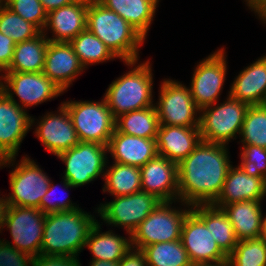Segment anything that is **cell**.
Instances as JSON below:
<instances>
[{
    "label": "cell",
    "mask_w": 266,
    "mask_h": 266,
    "mask_svg": "<svg viewBox=\"0 0 266 266\" xmlns=\"http://www.w3.org/2000/svg\"><path fill=\"white\" fill-rule=\"evenodd\" d=\"M231 166L227 145L201 141L178 164L179 201L190 206L212 204Z\"/></svg>",
    "instance_id": "6da1fadb"
},
{
    "label": "cell",
    "mask_w": 266,
    "mask_h": 266,
    "mask_svg": "<svg viewBox=\"0 0 266 266\" xmlns=\"http://www.w3.org/2000/svg\"><path fill=\"white\" fill-rule=\"evenodd\" d=\"M97 219L78 208L46 214L40 255L78 257Z\"/></svg>",
    "instance_id": "7a4b0ae2"
},
{
    "label": "cell",
    "mask_w": 266,
    "mask_h": 266,
    "mask_svg": "<svg viewBox=\"0 0 266 266\" xmlns=\"http://www.w3.org/2000/svg\"><path fill=\"white\" fill-rule=\"evenodd\" d=\"M87 28L123 62L139 60V48L145 38L100 2L88 3Z\"/></svg>",
    "instance_id": "3957f363"
},
{
    "label": "cell",
    "mask_w": 266,
    "mask_h": 266,
    "mask_svg": "<svg viewBox=\"0 0 266 266\" xmlns=\"http://www.w3.org/2000/svg\"><path fill=\"white\" fill-rule=\"evenodd\" d=\"M137 62H124L133 69L116 78L103 96L115 119L122 114L155 105L152 64L149 60L140 64Z\"/></svg>",
    "instance_id": "277c9868"
},
{
    "label": "cell",
    "mask_w": 266,
    "mask_h": 266,
    "mask_svg": "<svg viewBox=\"0 0 266 266\" xmlns=\"http://www.w3.org/2000/svg\"><path fill=\"white\" fill-rule=\"evenodd\" d=\"M249 105L227 96L223 103L200 109L199 131L203 142L227 145L240 135Z\"/></svg>",
    "instance_id": "5b68a950"
},
{
    "label": "cell",
    "mask_w": 266,
    "mask_h": 266,
    "mask_svg": "<svg viewBox=\"0 0 266 266\" xmlns=\"http://www.w3.org/2000/svg\"><path fill=\"white\" fill-rule=\"evenodd\" d=\"M180 203L184 209H176L173 201L161 202L132 232V248L142 250L148 245L180 240L184 219L192 207Z\"/></svg>",
    "instance_id": "8992f818"
},
{
    "label": "cell",
    "mask_w": 266,
    "mask_h": 266,
    "mask_svg": "<svg viewBox=\"0 0 266 266\" xmlns=\"http://www.w3.org/2000/svg\"><path fill=\"white\" fill-rule=\"evenodd\" d=\"M106 145L95 142H79L78 145L57 155L65 163L64 190L88 184L103 176L108 163Z\"/></svg>",
    "instance_id": "52a82bcc"
},
{
    "label": "cell",
    "mask_w": 266,
    "mask_h": 266,
    "mask_svg": "<svg viewBox=\"0 0 266 266\" xmlns=\"http://www.w3.org/2000/svg\"><path fill=\"white\" fill-rule=\"evenodd\" d=\"M61 104L68 111L79 141L108 145L115 130L116 119L104 97L100 102L68 100Z\"/></svg>",
    "instance_id": "ba28073f"
},
{
    "label": "cell",
    "mask_w": 266,
    "mask_h": 266,
    "mask_svg": "<svg viewBox=\"0 0 266 266\" xmlns=\"http://www.w3.org/2000/svg\"><path fill=\"white\" fill-rule=\"evenodd\" d=\"M155 103L159 125L199 127L200 109L196 106L189 87L172 79L160 84Z\"/></svg>",
    "instance_id": "9c48e42d"
},
{
    "label": "cell",
    "mask_w": 266,
    "mask_h": 266,
    "mask_svg": "<svg viewBox=\"0 0 266 266\" xmlns=\"http://www.w3.org/2000/svg\"><path fill=\"white\" fill-rule=\"evenodd\" d=\"M110 202L101 203L96 213L110 226L123 227L128 235L162 202L156 196L138 191L127 196L114 197Z\"/></svg>",
    "instance_id": "30bf717a"
},
{
    "label": "cell",
    "mask_w": 266,
    "mask_h": 266,
    "mask_svg": "<svg viewBox=\"0 0 266 266\" xmlns=\"http://www.w3.org/2000/svg\"><path fill=\"white\" fill-rule=\"evenodd\" d=\"M16 163L10 175V190L6 196L9 206L40 209L42 197L50 186L49 176L28 155Z\"/></svg>",
    "instance_id": "8fae6325"
},
{
    "label": "cell",
    "mask_w": 266,
    "mask_h": 266,
    "mask_svg": "<svg viewBox=\"0 0 266 266\" xmlns=\"http://www.w3.org/2000/svg\"><path fill=\"white\" fill-rule=\"evenodd\" d=\"M32 128V116L0 89V168L14 167L21 143Z\"/></svg>",
    "instance_id": "7c38bea8"
},
{
    "label": "cell",
    "mask_w": 266,
    "mask_h": 266,
    "mask_svg": "<svg viewBox=\"0 0 266 266\" xmlns=\"http://www.w3.org/2000/svg\"><path fill=\"white\" fill-rule=\"evenodd\" d=\"M0 80V89L24 110L64 93L43 72H4ZM14 95L19 97L20 103Z\"/></svg>",
    "instance_id": "4fadbf2b"
},
{
    "label": "cell",
    "mask_w": 266,
    "mask_h": 266,
    "mask_svg": "<svg viewBox=\"0 0 266 266\" xmlns=\"http://www.w3.org/2000/svg\"><path fill=\"white\" fill-rule=\"evenodd\" d=\"M224 47L201 60L192 74L191 96L199 109L218 102L225 84L227 60Z\"/></svg>",
    "instance_id": "5bb4252c"
},
{
    "label": "cell",
    "mask_w": 266,
    "mask_h": 266,
    "mask_svg": "<svg viewBox=\"0 0 266 266\" xmlns=\"http://www.w3.org/2000/svg\"><path fill=\"white\" fill-rule=\"evenodd\" d=\"M46 214L39 208L9 206L5 225L10 231L14 248L30 254L40 255Z\"/></svg>",
    "instance_id": "9a60e30c"
},
{
    "label": "cell",
    "mask_w": 266,
    "mask_h": 266,
    "mask_svg": "<svg viewBox=\"0 0 266 266\" xmlns=\"http://www.w3.org/2000/svg\"><path fill=\"white\" fill-rule=\"evenodd\" d=\"M57 113L47 112L41 119L32 117V127L36 126L35 135L45 149L55 156L78 145L79 138L67 109L60 104ZM34 123H37L35 125Z\"/></svg>",
    "instance_id": "2e32d148"
},
{
    "label": "cell",
    "mask_w": 266,
    "mask_h": 266,
    "mask_svg": "<svg viewBox=\"0 0 266 266\" xmlns=\"http://www.w3.org/2000/svg\"><path fill=\"white\" fill-rule=\"evenodd\" d=\"M181 242L192 264L214 263L228 258L219 248L205 223L192 210L184 219Z\"/></svg>",
    "instance_id": "e0dca14e"
},
{
    "label": "cell",
    "mask_w": 266,
    "mask_h": 266,
    "mask_svg": "<svg viewBox=\"0 0 266 266\" xmlns=\"http://www.w3.org/2000/svg\"><path fill=\"white\" fill-rule=\"evenodd\" d=\"M141 190L156 196L162 202L179 201L178 164L156 156L140 167Z\"/></svg>",
    "instance_id": "ac0fdd59"
},
{
    "label": "cell",
    "mask_w": 266,
    "mask_h": 266,
    "mask_svg": "<svg viewBox=\"0 0 266 266\" xmlns=\"http://www.w3.org/2000/svg\"><path fill=\"white\" fill-rule=\"evenodd\" d=\"M85 68L70 43L49 41L45 53L43 73L63 92Z\"/></svg>",
    "instance_id": "d6986e66"
},
{
    "label": "cell",
    "mask_w": 266,
    "mask_h": 266,
    "mask_svg": "<svg viewBox=\"0 0 266 266\" xmlns=\"http://www.w3.org/2000/svg\"><path fill=\"white\" fill-rule=\"evenodd\" d=\"M87 8L86 0H77L72 4L50 11L43 30L44 35L51 42L70 43L87 28ZM48 30L52 33L50 38L47 36Z\"/></svg>",
    "instance_id": "ffe728a7"
},
{
    "label": "cell",
    "mask_w": 266,
    "mask_h": 266,
    "mask_svg": "<svg viewBox=\"0 0 266 266\" xmlns=\"http://www.w3.org/2000/svg\"><path fill=\"white\" fill-rule=\"evenodd\" d=\"M266 196V179L247 175L238 165L229 168L221 193L212 205L223 208L240 201H262Z\"/></svg>",
    "instance_id": "44dd1931"
},
{
    "label": "cell",
    "mask_w": 266,
    "mask_h": 266,
    "mask_svg": "<svg viewBox=\"0 0 266 266\" xmlns=\"http://www.w3.org/2000/svg\"><path fill=\"white\" fill-rule=\"evenodd\" d=\"M202 141L199 127L159 125L156 136L158 156L179 164Z\"/></svg>",
    "instance_id": "7402d4cb"
},
{
    "label": "cell",
    "mask_w": 266,
    "mask_h": 266,
    "mask_svg": "<svg viewBox=\"0 0 266 266\" xmlns=\"http://www.w3.org/2000/svg\"><path fill=\"white\" fill-rule=\"evenodd\" d=\"M107 150L113 162L137 167H142L158 155L156 139L126 135L116 128L109 139Z\"/></svg>",
    "instance_id": "603a6c76"
},
{
    "label": "cell",
    "mask_w": 266,
    "mask_h": 266,
    "mask_svg": "<svg viewBox=\"0 0 266 266\" xmlns=\"http://www.w3.org/2000/svg\"><path fill=\"white\" fill-rule=\"evenodd\" d=\"M245 67L230 86L231 98L249 106L266 103V54Z\"/></svg>",
    "instance_id": "cb8c5ba5"
},
{
    "label": "cell",
    "mask_w": 266,
    "mask_h": 266,
    "mask_svg": "<svg viewBox=\"0 0 266 266\" xmlns=\"http://www.w3.org/2000/svg\"><path fill=\"white\" fill-rule=\"evenodd\" d=\"M262 201H240L222 209L229 218L238 241L260 238L262 234Z\"/></svg>",
    "instance_id": "d4e9b609"
},
{
    "label": "cell",
    "mask_w": 266,
    "mask_h": 266,
    "mask_svg": "<svg viewBox=\"0 0 266 266\" xmlns=\"http://www.w3.org/2000/svg\"><path fill=\"white\" fill-rule=\"evenodd\" d=\"M101 225L97 220L91 227L85 247L91 251L92 260L120 261L132 249L131 235L127 238L112 230L102 232Z\"/></svg>",
    "instance_id": "484cf974"
},
{
    "label": "cell",
    "mask_w": 266,
    "mask_h": 266,
    "mask_svg": "<svg viewBox=\"0 0 266 266\" xmlns=\"http://www.w3.org/2000/svg\"><path fill=\"white\" fill-rule=\"evenodd\" d=\"M191 210L205 223L219 248L229 256L238 243L233 226L223 209L212 204L193 205Z\"/></svg>",
    "instance_id": "4316f807"
},
{
    "label": "cell",
    "mask_w": 266,
    "mask_h": 266,
    "mask_svg": "<svg viewBox=\"0 0 266 266\" xmlns=\"http://www.w3.org/2000/svg\"><path fill=\"white\" fill-rule=\"evenodd\" d=\"M160 0H101L109 10L119 14L145 39Z\"/></svg>",
    "instance_id": "83f0119b"
},
{
    "label": "cell",
    "mask_w": 266,
    "mask_h": 266,
    "mask_svg": "<svg viewBox=\"0 0 266 266\" xmlns=\"http://www.w3.org/2000/svg\"><path fill=\"white\" fill-rule=\"evenodd\" d=\"M48 43L43 32L33 39L16 43L13 59L5 72H43Z\"/></svg>",
    "instance_id": "f1b7e54d"
},
{
    "label": "cell",
    "mask_w": 266,
    "mask_h": 266,
    "mask_svg": "<svg viewBox=\"0 0 266 266\" xmlns=\"http://www.w3.org/2000/svg\"><path fill=\"white\" fill-rule=\"evenodd\" d=\"M106 166L103 192L111 196H127L141 191L140 167L121 163Z\"/></svg>",
    "instance_id": "f546056e"
},
{
    "label": "cell",
    "mask_w": 266,
    "mask_h": 266,
    "mask_svg": "<svg viewBox=\"0 0 266 266\" xmlns=\"http://www.w3.org/2000/svg\"><path fill=\"white\" fill-rule=\"evenodd\" d=\"M115 128L126 135L156 139L159 119L155 105L120 115Z\"/></svg>",
    "instance_id": "4dcf8cb0"
},
{
    "label": "cell",
    "mask_w": 266,
    "mask_h": 266,
    "mask_svg": "<svg viewBox=\"0 0 266 266\" xmlns=\"http://www.w3.org/2000/svg\"><path fill=\"white\" fill-rule=\"evenodd\" d=\"M70 44L85 69L89 65L117 59L112 51L88 28L80 32Z\"/></svg>",
    "instance_id": "1f68e13d"
},
{
    "label": "cell",
    "mask_w": 266,
    "mask_h": 266,
    "mask_svg": "<svg viewBox=\"0 0 266 266\" xmlns=\"http://www.w3.org/2000/svg\"><path fill=\"white\" fill-rule=\"evenodd\" d=\"M141 251L145 255L147 266L192 265L181 239L148 245Z\"/></svg>",
    "instance_id": "d6a6232c"
},
{
    "label": "cell",
    "mask_w": 266,
    "mask_h": 266,
    "mask_svg": "<svg viewBox=\"0 0 266 266\" xmlns=\"http://www.w3.org/2000/svg\"><path fill=\"white\" fill-rule=\"evenodd\" d=\"M239 137L242 144L266 148V103L249 106Z\"/></svg>",
    "instance_id": "836d02e7"
},
{
    "label": "cell",
    "mask_w": 266,
    "mask_h": 266,
    "mask_svg": "<svg viewBox=\"0 0 266 266\" xmlns=\"http://www.w3.org/2000/svg\"><path fill=\"white\" fill-rule=\"evenodd\" d=\"M0 32L15 43L33 39L41 33L34 24L13 13L3 3L0 4Z\"/></svg>",
    "instance_id": "e575fe53"
},
{
    "label": "cell",
    "mask_w": 266,
    "mask_h": 266,
    "mask_svg": "<svg viewBox=\"0 0 266 266\" xmlns=\"http://www.w3.org/2000/svg\"><path fill=\"white\" fill-rule=\"evenodd\" d=\"M228 259L231 266H266V241L261 237L238 241Z\"/></svg>",
    "instance_id": "d590c367"
},
{
    "label": "cell",
    "mask_w": 266,
    "mask_h": 266,
    "mask_svg": "<svg viewBox=\"0 0 266 266\" xmlns=\"http://www.w3.org/2000/svg\"><path fill=\"white\" fill-rule=\"evenodd\" d=\"M2 3L43 32L48 13L44 10L40 0H2Z\"/></svg>",
    "instance_id": "8d00e7d4"
},
{
    "label": "cell",
    "mask_w": 266,
    "mask_h": 266,
    "mask_svg": "<svg viewBox=\"0 0 266 266\" xmlns=\"http://www.w3.org/2000/svg\"><path fill=\"white\" fill-rule=\"evenodd\" d=\"M241 163L238 166L249 176L266 179V148L242 144Z\"/></svg>",
    "instance_id": "74e56055"
},
{
    "label": "cell",
    "mask_w": 266,
    "mask_h": 266,
    "mask_svg": "<svg viewBox=\"0 0 266 266\" xmlns=\"http://www.w3.org/2000/svg\"><path fill=\"white\" fill-rule=\"evenodd\" d=\"M33 258L0 239V266H31Z\"/></svg>",
    "instance_id": "f35d334b"
},
{
    "label": "cell",
    "mask_w": 266,
    "mask_h": 266,
    "mask_svg": "<svg viewBox=\"0 0 266 266\" xmlns=\"http://www.w3.org/2000/svg\"><path fill=\"white\" fill-rule=\"evenodd\" d=\"M51 181L52 180H50L49 189L41 199L40 210L45 214H49V213L72 211L78 209L79 205L78 206L77 204L75 205V203H72V201L68 198L62 200V198L60 197L61 199L51 202L50 199H52L54 192H56L57 190L56 188L57 185L55 186L54 183Z\"/></svg>",
    "instance_id": "ab89813d"
},
{
    "label": "cell",
    "mask_w": 266,
    "mask_h": 266,
    "mask_svg": "<svg viewBox=\"0 0 266 266\" xmlns=\"http://www.w3.org/2000/svg\"><path fill=\"white\" fill-rule=\"evenodd\" d=\"M79 257L38 255L33 258L31 266H81Z\"/></svg>",
    "instance_id": "60d3db41"
},
{
    "label": "cell",
    "mask_w": 266,
    "mask_h": 266,
    "mask_svg": "<svg viewBox=\"0 0 266 266\" xmlns=\"http://www.w3.org/2000/svg\"><path fill=\"white\" fill-rule=\"evenodd\" d=\"M15 44L16 43L10 37L0 32V75L4 73L11 64Z\"/></svg>",
    "instance_id": "b9f144b4"
},
{
    "label": "cell",
    "mask_w": 266,
    "mask_h": 266,
    "mask_svg": "<svg viewBox=\"0 0 266 266\" xmlns=\"http://www.w3.org/2000/svg\"><path fill=\"white\" fill-rule=\"evenodd\" d=\"M119 266H147L145 255L141 250L132 248L119 261Z\"/></svg>",
    "instance_id": "7bdbcfd3"
},
{
    "label": "cell",
    "mask_w": 266,
    "mask_h": 266,
    "mask_svg": "<svg viewBox=\"0 0 266 266\" xmlns=\"http://www.w3.org/2000/svg\"><path fill=\"white\" fill-rule=\"evenodd\" d=\"M251 11L266 24V0H244Z\"/></svg>",
    "instance_id": "ee69618b"
},
{
    "label": "cell",
    "mask_w": 266,
    "mask_h": 266,
    "mask_svg": "<svg viewBox=\"0 0 266 266\" xmlns=\"http://www.w3.org/2000/svg\"><path fill=\"white\" fill-rule=\"evenodd\" d=\"M44 10L49 13L52 10L58 9L62 6H66L74 3L77 0H40Z\"/></svg>",
    "instance_id": "f6af8a7d"
},
{
    "label": "cell",
    "mask_w": 266,
    "mask_h": 266,
    "mask_svg": "<svg viewBox=\"0 0 266 266\" xmlns=\"http://www.w3.org/2000/svg\"><path fill=\"white\" fill-rule=\"evenodd\" d=\"M8 208H9V205L7 203V199L3 195L2 197H0V232L5 227L4 225H5V221H6Z\"/></svg>",
    "instance_id": "bcb514c9"
},
{
    "label": "cell",
    "mask_w": 266,
    "mask_h": 266,
    "mask_svg": "<svg viewBox=\"0 0 266 266\" xmlns=\"http://www.w3.org/2000/svg\"><path fill=\"white\" fill-rule=\"evenodd\" d=\"M89 266H119V261L92 260Z\"/></svg>",
    "instance_id": "7dc6e473"
},
{
    "label": "cell",
    "mask_w": 266,
    "mask_h": 266,
    "mask_svg": "<svg viewBox=\"0 0 266 266\" xmlns=\"http://www.w3.org/2000/svg\"><path fill=\"white\" fill-rule=\"evenodd\" d=\"M191 266H231V263L229 259H225L219 262H214V263H197V264H192Z\"/></svg>",
    "instance_id": "c3c4849f"
},
{
    "label": "cell",
    "mask_w": 266,
    "mask_h": 266,
    "mask_svg": "<svg viewBox=\"0 0 266 266\" xmlns=\"http://www.w3.org/2000/svg\"><path fill=\"white\" fill-rule=\"evenodd\" d=\"M261 238L266 241V214L262 217V234Z\"/></svg>",
    "instance_id": "681fc988"
},
{
    "label": "cell",
    "mask_w": 266,
    "mask_h": 266,
    "mask_svg": "<svg viewBox=\"0 0 266 266\" xmlns=\"http://www.w3.org/2000/svg\"><path fill=\"white\" fill-rule=\"evenodd\" d=\"M88 3L100 2L101 0H86Z\"/></svg>",
    "instance_id": "f907efd6"
}]
</instances>
